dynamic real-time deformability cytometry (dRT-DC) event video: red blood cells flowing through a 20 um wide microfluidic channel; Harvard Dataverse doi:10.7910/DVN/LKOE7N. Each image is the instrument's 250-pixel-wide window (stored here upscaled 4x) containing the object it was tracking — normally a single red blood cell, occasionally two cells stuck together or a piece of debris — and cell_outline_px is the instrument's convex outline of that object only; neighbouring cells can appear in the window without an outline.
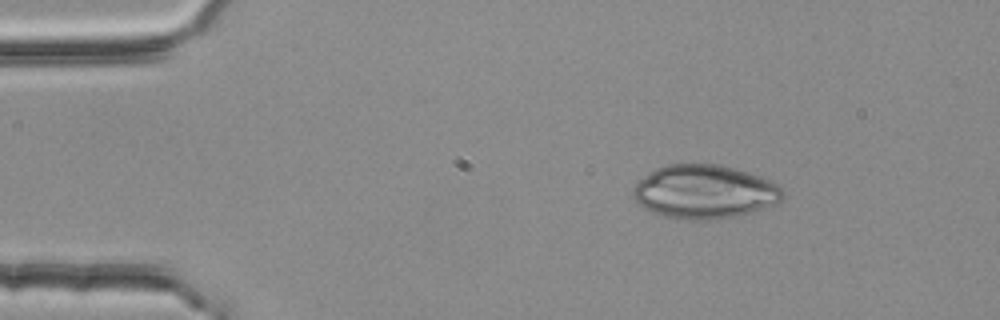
{"species": "common noctule bat (a hibernating species)", "species_latin": "Nyctalus noctula", "temperature_condition": "room temperature", "stored_images_in_passage": 46, "camera_frame_rate_fps": 3000, "um_per_image_px": 0.085, "animal": {"sex": "female", "body_mass_g": 25.1}, "frame": {"image": 1, "passage_image": 1, "time_ms": 0.0, "image_size_px": [1000, 320], "cell_outline_px": [[784, 196], [780, 204], [752, 212], [736, 216], [712, 220], [676, 220], [652, 212], [636, 204], [632, 196], [632, 188], [644, 176], [656, 168], [668, 164], [716, 164], [736, 168], [772, 180], [784, 192]], "centroid_in_image_um": [59.89, 16.32], "position_along_channel_um": 25.1, "area_um2": 47.57}}
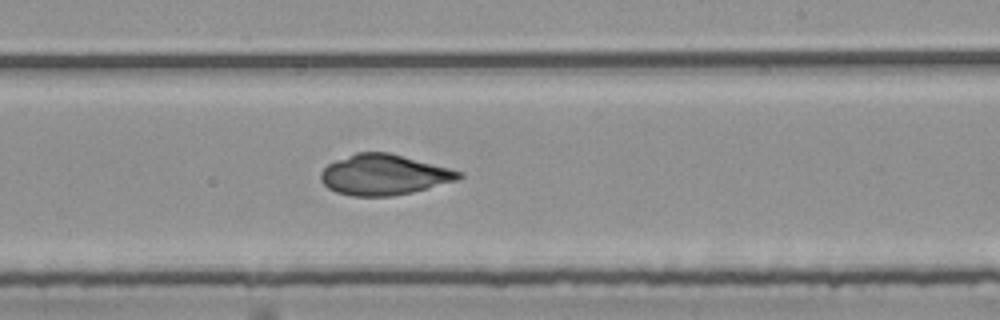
{"frame": {"image": 2, "passage_image": 25, "time_ms": 8.0, "image_size_px": [1000, 320], "cell_outline_px": [[464, 176], [460, 180], [412, 192], [392, 196], [352, 196], [336, 192], [328, 188], [320, 180], [320, 172], [328, 164], [336, 160], [356, 152], [388, 152], [464, 172]], "centroid_in_image_um": [32.65, 14.86], "position_along_channel_um": 256.4, "area_um2": 32.66}}
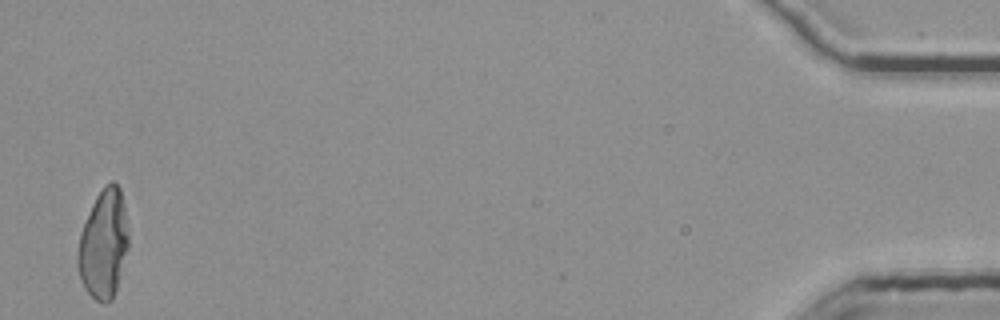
{"frame": {"image": 3, "passage_image": 46, "time_ms": 15.0, "image_size_px": [1000, 320], "cell_outline_px": [[128, 248], [116, 288], [112, 300], [104, 304], [96, 300], [84, 288], [76, 264], [76, 256], [80, 232], [92, 204], [96, 196], [104, 184], [112, 180], [120, 188], [124, 204], [128, 228]], "centroid_in_image_um": [8.79, 20.73], "position_along_channel_um": 426.4, "area_um2": 32.31}}